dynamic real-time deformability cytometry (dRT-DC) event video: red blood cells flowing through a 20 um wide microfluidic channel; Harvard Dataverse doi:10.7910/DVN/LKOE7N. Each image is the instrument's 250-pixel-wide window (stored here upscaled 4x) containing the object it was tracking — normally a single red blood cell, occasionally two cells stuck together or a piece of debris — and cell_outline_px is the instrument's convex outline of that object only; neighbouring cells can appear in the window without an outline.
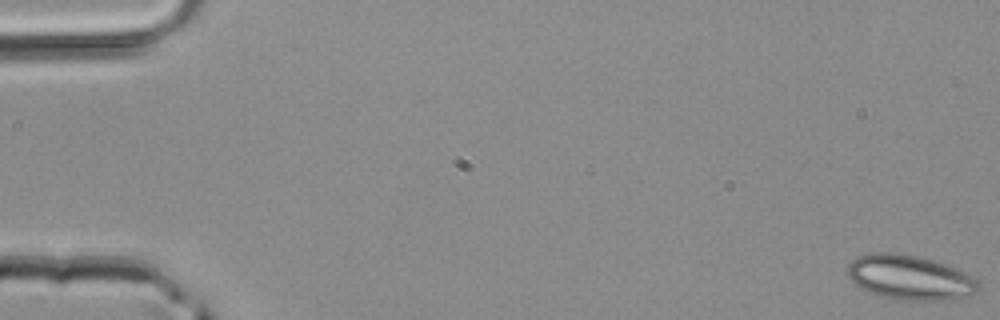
{"species": "common noctule bat (a hibernating species)", "species_latin": "Nyctalus noctula", "temperature_condition": "room temperature", "stored_images_in_passage": 4, "camera_frame_rate_fps": 3000, "um_per_image_px": 0.085, "animal": {"sex": "male", "body_mass_g": 20.4}, "frame": {"image": 1, "passage_image": 1, "time_ms": 0.0, "image_size_px": [1000, 320], "cell_outline_px": [[980, 288], [976, 292], [940, 300], [900, 300], [880, 296], [868, 292], [860, 288], [848, 276], [848, 264], [856, 256], [868, 252], [900, 252], [932, 260], [944, 264], [976, 280], [980, 284]], "centroid_in_image_um": [77.22, 23.56], "position_along_channel_um": 7.8, "area_um2": 33.58}}